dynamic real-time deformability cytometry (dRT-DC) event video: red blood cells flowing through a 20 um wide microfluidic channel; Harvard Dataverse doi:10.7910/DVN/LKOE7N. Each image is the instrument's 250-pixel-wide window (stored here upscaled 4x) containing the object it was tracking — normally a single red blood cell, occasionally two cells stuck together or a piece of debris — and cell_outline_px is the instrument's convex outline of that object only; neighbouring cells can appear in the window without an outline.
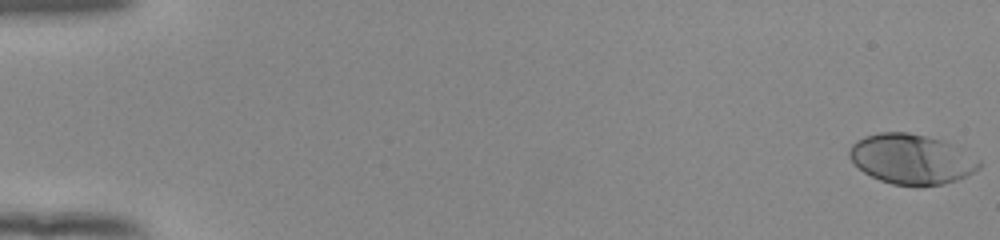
{"species": "human", "species_latin": "Homo sapiens", "temperature_condition": "room temperature", "stored_images_in_passage": 54, "camera_frame_rate_fps": 3000, "um_per_image_px": 0.085, "donor": {"sex": "female"}, "frame": {"image": 1, "passage_image": 1, "time_ms": 0.0, "image_size_px": [1000, 240], "cell_outline_px": [[980, 168], [956, 180], [944, 184], [920, 188], [892, 184], [880, 180], [864, 172], [848, 156], [848, 148], [856, 140], [864, 136], [880, 132], [908, 132], [940, 140], [980, 160]], "centroid_in_image_um": [77.42, 13.55], "position_along_channel_um": 7.6, "area_um2": 37.63}}
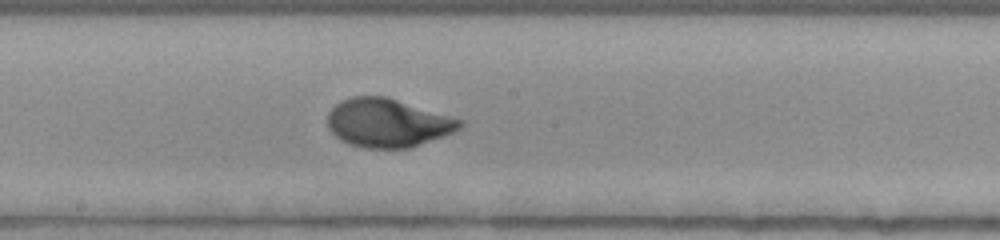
{"frame": {"image": 2, "passage_image": 31, "time_ms": 10.0, "image_size_px": [1000, 240], "cell_outline_px": [[464, 124], [460, 128], [444, 136], [412, 148], [368, 148], [348, 144], [340, 140], [328, 128], [328, 112], [340, 100], [352, 96], [388, 96], [464, 120]], "centroid_in_image_um": [32.96, 10.44], "position_along_channel_um": 215.2, "area_um2": 37.74}}
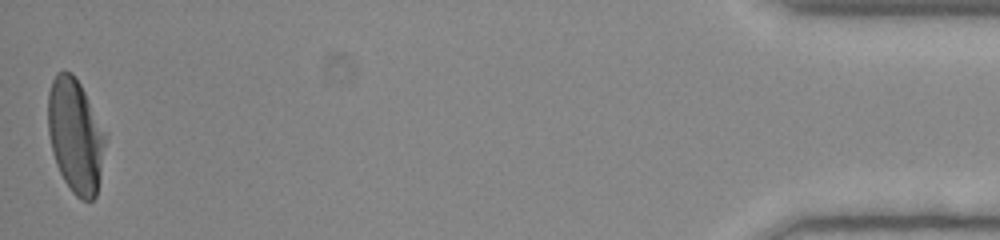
{"frame": {"image": 3, "passage_image": 54, "time_ms": 17.667, "image_size_px": [1000, 240], "cell_outline_px": [[108, 136], [96, 196], [92, 200], [80, 200], [72, 192], [64, 180], [56, 164], [52, 152], [48, 132], [48, 92], [52, 80], [56, 72], [72, 72], [80, 84], [108, 132]], "centroid_in_image_um": [6.44, 11.53], "position_along_channel_um": 428.8, "area_um2": 38.78}, "authors_computed_cell_mechanics": {"area_um2": 36.7319, "velocity_mm_per_s": 3.8926, "shape_relaxation_time_tau1_ms": 2.9879, "shape_relaxation_time_tau2_ms": null, "deformation_change_tau1": 0.1918, "deformation_change_tau2": null}}